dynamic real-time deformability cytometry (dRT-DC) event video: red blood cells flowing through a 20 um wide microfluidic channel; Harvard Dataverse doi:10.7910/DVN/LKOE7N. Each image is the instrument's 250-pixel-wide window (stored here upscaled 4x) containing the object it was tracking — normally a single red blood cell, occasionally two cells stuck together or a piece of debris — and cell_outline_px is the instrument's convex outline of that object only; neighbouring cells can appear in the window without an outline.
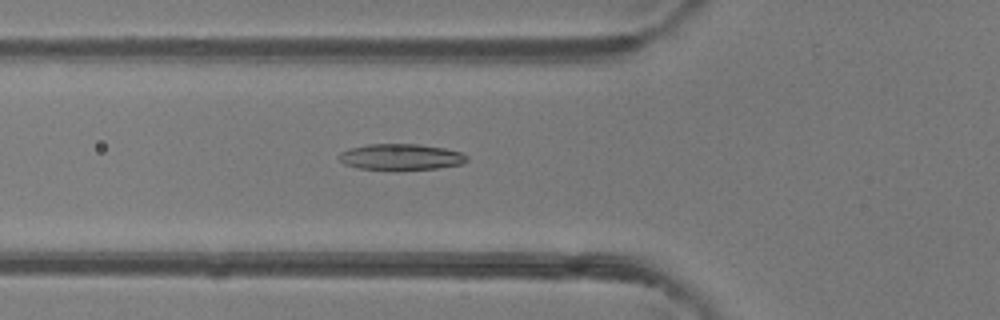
{"species": "common noctule bat (a hibernating species)", "species_latin": "Nyctalus noctula", "temperature_condition": "room temperature", "stored_images_in_passage": 50, "camera_frame_rate_fps": 3000, "um_per_image_px": 0.085, "animal": {"sex": "female"}, "frame": {"image": 1, "passage_image": 18, "time_ms": 5.667, "image_size_px": [1000, 320], "cell_outline_px": [[468, 160], [464, 164], [436, 168], [396, 172], [392, 172], [356, 168], [344, 164], [340, 160], [340, 152], [348, 148], [368, 144], [420, 144], [444, 148], [460, 152], [468, 156]], "centroid_in_image_um": [34.06, 13.37], "position_along_channel_um": 91.7, "area_um2": 20.23}}
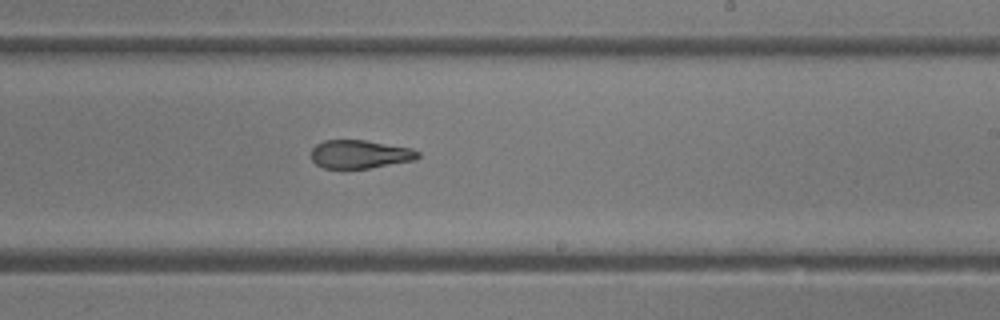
{"frame": {"image": 2, "passage_image": 30, "time_ms": 9.667, "image_size_px": [1000, 320], "cell_outline_px": [[420, 156], [416, 160], [368, 168], [324, 168], [316, 164], [312, 160], [312, 148], [316, 144], [324, 140], [364, 140], [412, 148], [420, 152]], "centroid_in_image_um": [30.61, 13.1], "position_along_channel_um": 258.4, "area_um2": 17.63}}
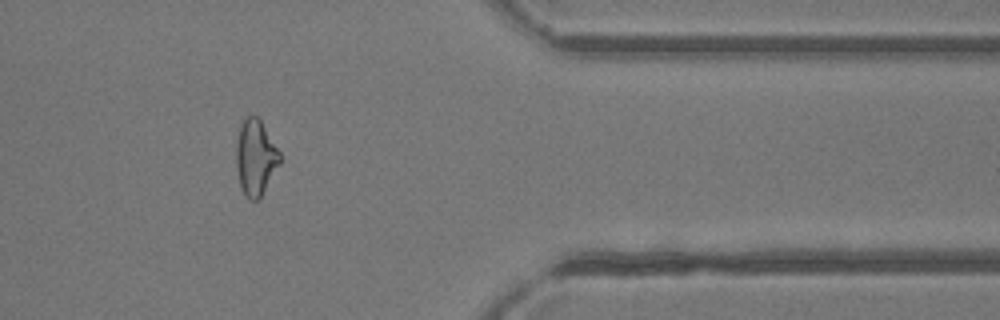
{"frame": {"image": 3, "passage_image": 41, "time_ms": 13.333, "image_size_px": [1000, 320], "cell_outline_px": [[280, 164], [260, 200], [248, 200], [244, 196], [240, 188], [236, 168], [236, 144], [240, 124], [248, 116], [256, 116], [260, 120], [280, 152]], "centroid_in_image_um": [21.71, 13.46], "position_along_channel_um": 389.7, "area_um2": 19.48}, "authors_computed_cell_mechanics": {"area_um2": 19.8543, "velocity_mm_per_s": 4.1605, "shape_relaxation_time_tau1_ms": null, "shape_relaxation_time_tau2_ms": 2.393, "deformation_change_tau1": null, "deformation_change_tau2": 0.1093}}